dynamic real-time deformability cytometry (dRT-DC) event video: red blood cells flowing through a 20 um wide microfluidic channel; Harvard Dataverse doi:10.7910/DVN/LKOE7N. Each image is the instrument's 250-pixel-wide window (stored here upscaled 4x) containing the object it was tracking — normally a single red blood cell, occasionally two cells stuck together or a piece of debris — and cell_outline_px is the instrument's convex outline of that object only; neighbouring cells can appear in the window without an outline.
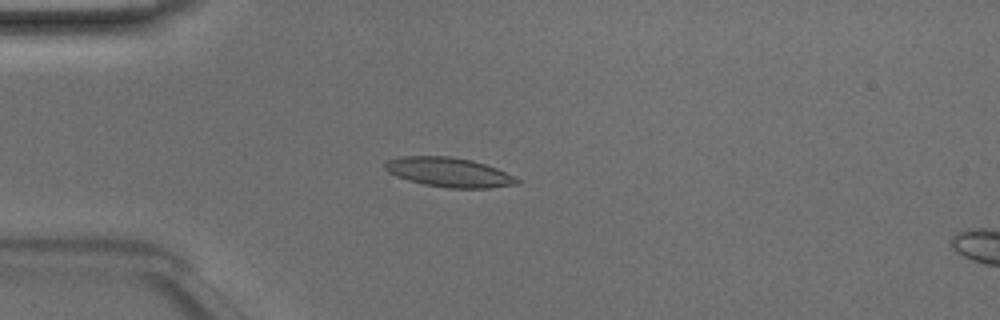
{"species": "Egyptian fruit bat (a non-hibernating species)", "species_latin": "Rousettus aegyptiacus", "temperature_condition": "room temperature", "stored_images_in_passage": 48, "camera_frame_rate_fps": 3000, "um_per_image_px": 0.085, "animal": {"sex": "male"}, "frame": {"image": 1, "passage_image": 12, "time_ms": 3.667, "image_size_px": [1000, 320], "cell_outline_px": [[520, 184], [488, 188], [448, 188], [424, 184], [408, 180], [396, 176], [388, 172], [384, 168], [384, 164], [388, 160], [400, 156], [452, 156], [472, 160], [496, 168], [516, 176], [520, 180]], "centroid_in_image_um": [38.18, 14.64], "position_along_channel_um": 46.8, "area_um2": 22.77}}
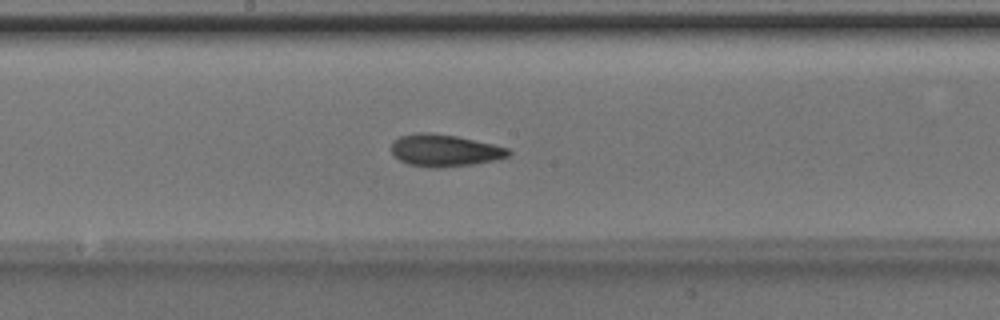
{"frame": {"image": 2, "passage_image": 25, "time_ms": 8.0, "image_size_px": [1000, 320], "cell_outline_px": [[512, 152], [508, 156], [492, 160], [472, 164], [444, 168], [428, 168], [408, 164], [392, 156], [392, 140], [400, 136], [416, 132], [428, 132], [456, 136], [492, 144], [508, 148]], "centroid_in_image_um": [37.73, 12.79], "position_along_channel_um": 210.5, "area_um2": 21.96}}
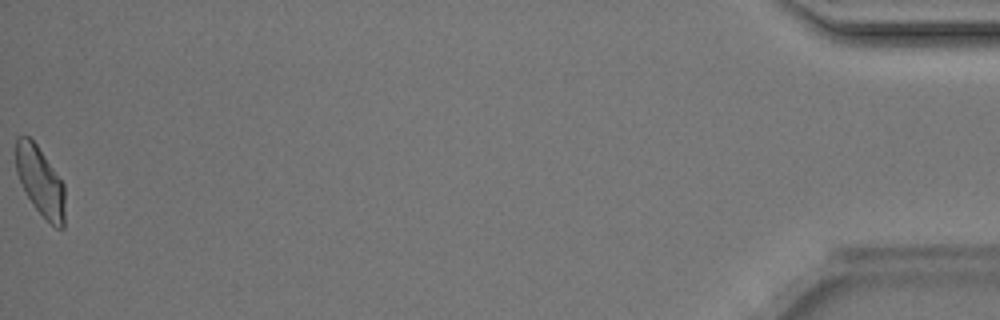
{"frame": {"image": 3, "passage_image": 48, "time_ms": 15.667, "image_size_px": [1000, 320], "cell_outline_px": [[64, 228], [56, 228], [32, 204], [16, 172], [16, 136], [28, 136], [36, 144], [64, 184]], "centroid_in_image_um": [3.42, 15.4], "position_along_channel_um": 431.8, "area_um2": 19.31}, "authors_computed_cell_mechanics": {"area_um2": 21.2126, "velocity_mm_per_s": 4.1812, "shape_relaxation_time_tau1_ms": 5.6696, "shape_relaxation_time_tau2_ms": 2.8725, "deformation_change_tau1": 0.161, "deformation_change_tau2": 0.0855}}